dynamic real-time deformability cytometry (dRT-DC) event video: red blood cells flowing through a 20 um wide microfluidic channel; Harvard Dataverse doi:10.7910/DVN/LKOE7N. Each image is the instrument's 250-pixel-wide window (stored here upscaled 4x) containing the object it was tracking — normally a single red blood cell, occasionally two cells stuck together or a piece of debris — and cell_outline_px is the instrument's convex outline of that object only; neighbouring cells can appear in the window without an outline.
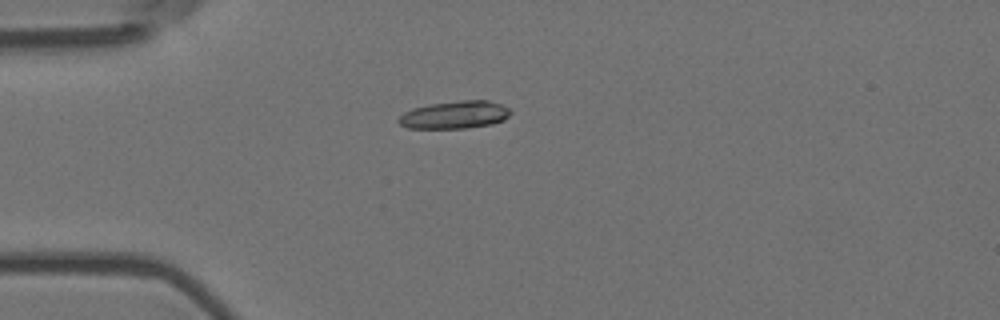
{"species": "Egyptian fruit bat (a non-hibernating species)", "species_latin": "Rousettus aegyptiacus", "temperature_condition": "room temperature", "stored_images_in_passage": 43, "camera_frame_rate_fps": 3000, "um_per_image_px": 0.085, "animal": {"sex": "female"}, "frame": {"image": 1, "passage_image": 3, "time_ms": 0.667, "image_size_px": [1000, 320], "cell_outline_px": [[512, 112], [504, 120], [492, 124], [464, 128], [408, 128], [400, 124], [396, 120], [404, 112], [412, 108], [428, 104], [460, 100], [488, 100], [512, 108]], "centroid_in_image_um": [38.67, 9.75], "position_along_channel_um": 46.3, "area_um2": 18.21}}
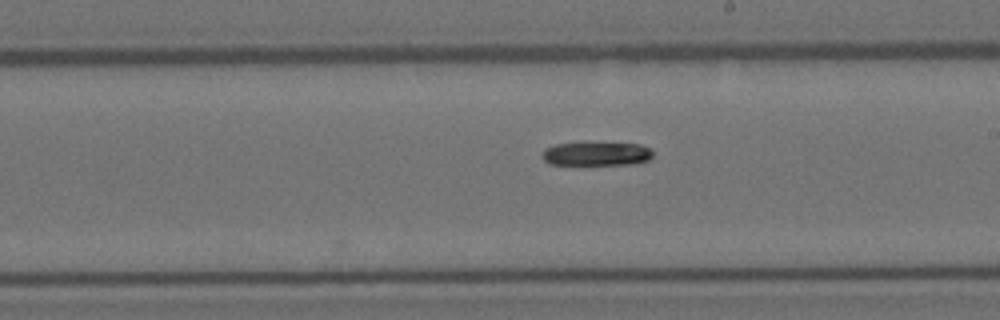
{"frame": {"image": 2, "passage_image": 20, "time_ms": 6.333, "image_size_px": [1000, 320], "cell_outline_px": [[652, 156], [648, 160], [632, 164], [548, 164], [540, 156], [544, 148], [556, 144], [640, 144], [652, 148]], "centroid_in_image_um": [50.68, 13.09], "position_along_channel_um": 238.3, "area_um2": 14.97}}
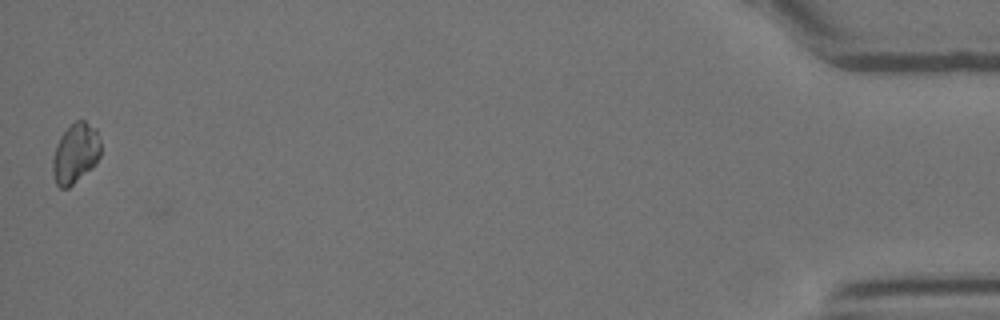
{"frame": {"image": 3, "passage_image": 43, "time_ms": 14.0, "image_size_px": [1000, 320], "cell_outline_px": [[100, 156], [96, 164], [92, 168], [68, 188], [60, 188], [56, 184], [52, 172], [52, 160], [56, 144], [60, 136], [76, 120], [84, 120], [96, 128], [100, 140]], "centroid_in_image_um": [6.41, 13.04], "position_along_channel_um": 428.8, "area_um2": 16.88}}